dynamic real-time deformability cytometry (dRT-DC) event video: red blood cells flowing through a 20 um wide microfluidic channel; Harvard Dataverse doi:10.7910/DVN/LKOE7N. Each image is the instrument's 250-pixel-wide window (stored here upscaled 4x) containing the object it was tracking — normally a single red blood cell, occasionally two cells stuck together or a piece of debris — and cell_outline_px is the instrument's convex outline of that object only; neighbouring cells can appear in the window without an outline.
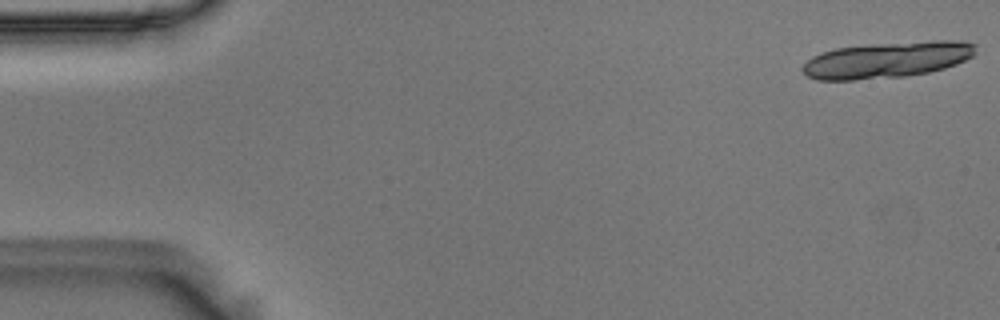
{"species": "Egyptian fruit bat (a non-hibernating species)", "species_latin": "Rousettus aegyptiacus", "temperature_condition": "room temperature", "stored_images_in_passage": 19, "camera_frame_rate_fps": 3000, "um_per_image_px": 0.085, "animal": {"sex": "male"}, "frame": {"image": 1, "passage_image": 1, "time_ms": 0.0, "image_size_px": [1000, 320], "cell_outline_px": [[976, 44], [972, 56], [956, 64], [944, 68], [928, 72], [904, 76], [852, 80], [816, 80], [808, 76], [800, 68], [812, 56], [836, 48], [872, 44], [932, 40], [952, 40]], "centroid_in_image_um": [75.37, 5.08], "position_along_channel_um": 9.6, "area_um2": 36.18}}